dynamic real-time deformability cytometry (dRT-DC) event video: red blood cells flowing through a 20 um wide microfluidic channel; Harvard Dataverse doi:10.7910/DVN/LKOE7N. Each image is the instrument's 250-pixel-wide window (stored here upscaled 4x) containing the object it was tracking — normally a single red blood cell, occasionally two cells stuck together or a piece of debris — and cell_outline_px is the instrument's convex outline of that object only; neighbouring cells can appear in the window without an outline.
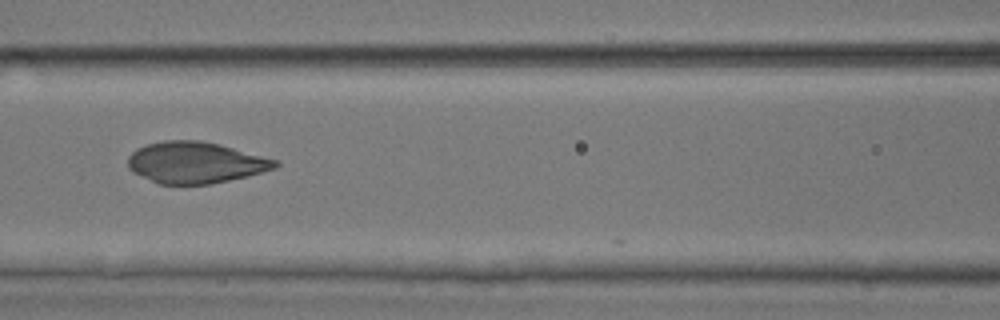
{"species": "common noctule bat (a hibernating species)", "species_latin": "Nyctalus noctula", "temperature_condition": "room temperature", "stored_images_in_passage": 51, "camera_frame_rate_fps": 3000, "um_per_image_px": 0.085, "animal": {"sex": "male", "body_mass_g": 17.9, "forearm_length_mm": 54.2}, "frame": {"image": 1, "passage_image": 23, "time_ms": 7.333, "image_size_px": [1000, 320], "cell_outline_px": [[280, 164], [276, 168], [248, 176], [208, 184], [160, 184], [132, 172], [128, 168], [128, 156], [136, 148], [148, 144], [164, 140], [200, 140], [220, 144], [276, 160]], "centroid_in_image_um": [16.59, 13.81], "position_along_channel_um": 150.0, "area_um2": 35.37}}
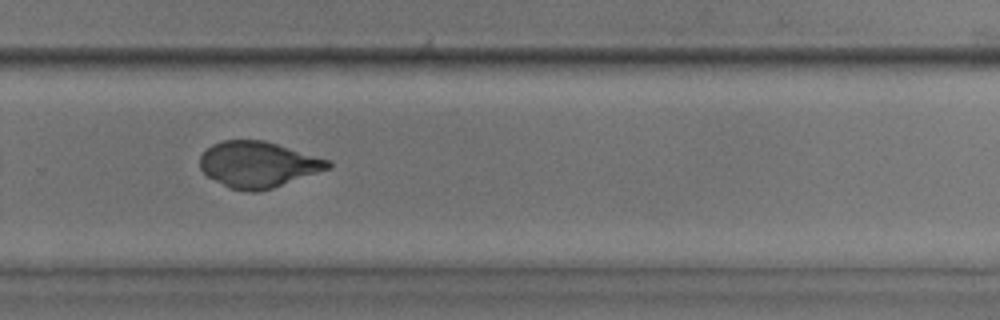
{"frame": {"image": 2, "passage_image": 35, "time_ms": 11.333, "image_size_px": [1000, 320], "cell_outline_px": [[332, 164], [328, 168], [272, 188], [256, 192], [244, 192], [228, 188], [208, 176], [200, 168], [200, 156], [212, 144], [224, 140], [264, 140], [332, 160]], "centroid_in_image_um": [21.92, 13.98], "position_along_channel_um": 307.9, "area_um2": 34.16}}
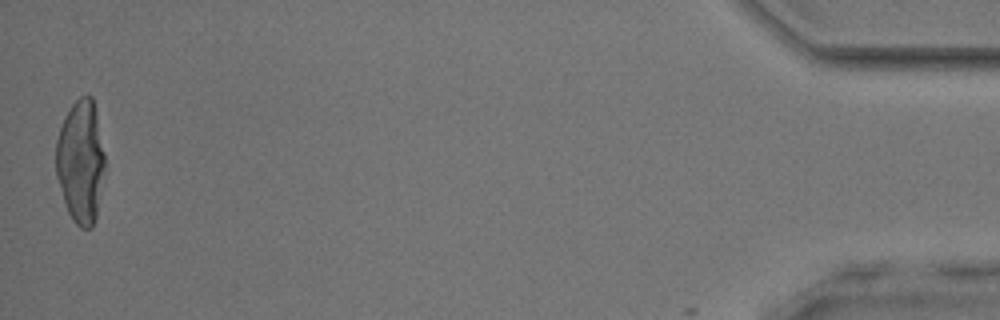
{"frame": {"image": 3, "passage_image": 51, "time_ms": 16.667, "image_size_px": [1000, 320], "cell_outline_px": [[104, 168], [96, 216], [92, 228], [80, 228], [72, 220], [68, 212], [56, 176], [56, 140], [60, 128], [72, 104], [80, 96], [92, 96], [96, 112], [104, 152]], "centroid_in_image_um": [6.85, 13.75], "position_along_channel_um": 428.4, "area_um2": 34.62}}